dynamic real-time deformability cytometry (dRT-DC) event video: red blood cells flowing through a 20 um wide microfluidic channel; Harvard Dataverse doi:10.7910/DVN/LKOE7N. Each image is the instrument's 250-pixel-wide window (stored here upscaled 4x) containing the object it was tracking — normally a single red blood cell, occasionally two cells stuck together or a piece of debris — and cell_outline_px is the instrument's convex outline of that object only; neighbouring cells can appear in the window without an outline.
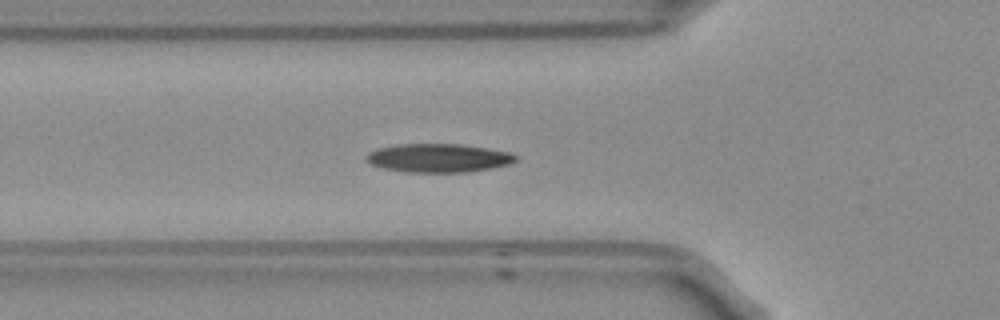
{"species": "Egyptian fruit bat (a non-hibernating species)", "species_latin": "Rousettus aegyptiacus", "temperature_condition": "room temperature", "stored_images_in_passage": 37, "camera_frame_rate_fps": 3000, "um_per_image_px": 0.085, "frame": {"image": 1, "passage_image": 10, "time_ms": 3.0, "image_size_px": [1000, 320], "cell_outline_px": [[516, 160], [508, 164], [492, 168], [468, 172], [408, 172], [380, 168], [364, 160], [364, 156], [368, 152], [380, 148], [396, 144], [460, 144], [508, 152], [516, 156]], "centroid_in_image_um": [37.19, 13.43], "position_along_channel_um": 88.6, "area_um2": 24.8}}
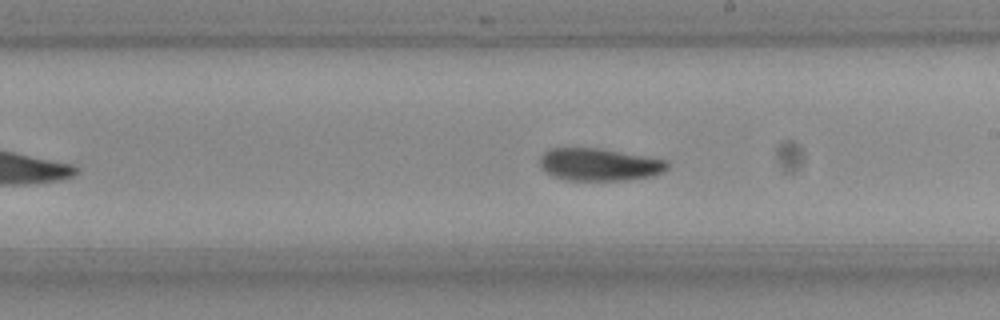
{"frame": {"image": 2, "passage_image": 22, "time_ms": 7.0, "image_size_px": [1000, 320], "cell_outline_px": [[668, 168], [652, 176], [624, 180], [564, 180], [552, 176], [544, 172], [540, 168], [540, 156], [548, 148], [600, 148], [668, 160]], "centroid_in_image_um": [50.88, 13.98], "position_along_channel_um": 238.1, "area_um2": 24.28}}
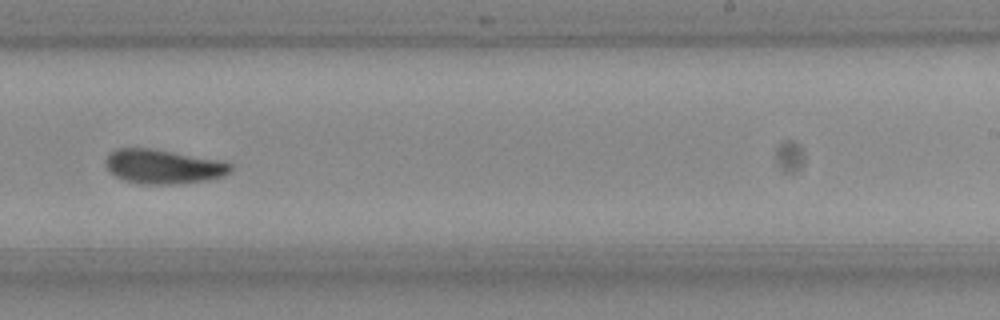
{"frame": {"image": 3, "passage_image": 25, "time_ms": 8.0, "image_size_px": [1000, 320], "cell_outline_px": [[232, 172], [224, 176], [208, 180], [172, 184], [144, 184], [124, 180], [116, 176], [108, 168], [104, 160], [116, 148], [148, 148], [220, 160], [232, 164]], "centroid_in_image_um": [13.91, 14.16], "position_along_channel_um": 275.1, "area_um2": 24.74}, "authors_computed_cell_mechanics": {"area_um2": 24.3338, "velocity_mm_per_s": 3.7231, "shape_relaxation_time_tau1_ms": 7.9103, "shape_relaxation_time_tau2_ms": 6.3704, "deformation_change_tau1": 0.1741, "deformation_change_tau2": 0.124}}